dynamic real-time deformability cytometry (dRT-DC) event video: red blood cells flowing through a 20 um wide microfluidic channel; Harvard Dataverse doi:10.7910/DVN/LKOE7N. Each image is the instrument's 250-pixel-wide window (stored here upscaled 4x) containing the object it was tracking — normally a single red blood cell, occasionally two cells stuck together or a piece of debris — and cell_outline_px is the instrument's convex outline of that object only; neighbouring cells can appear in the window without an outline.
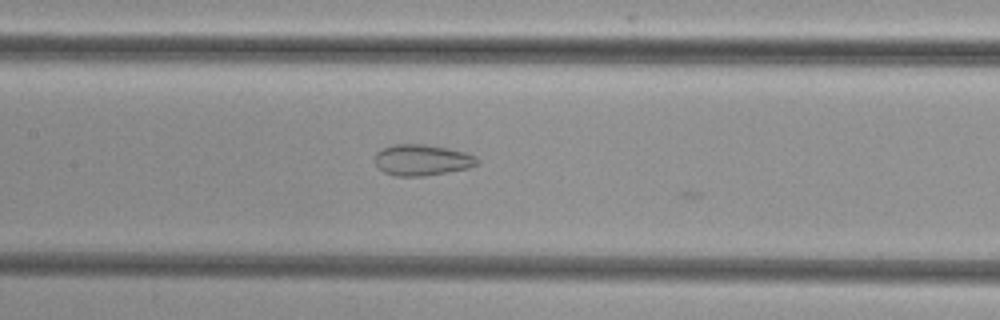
{"species": "common noctule bat (a hibernating species)", "species_latin": "Nyctalus noctula", "temperature_condition": "cold", "stored_images_in_passage": 13, "camera_frame_rate_fps": 3000, "um_per_image_px": 0.085, "animal": {"sex": "female", "body_mass_g": 29.2, "forearm_length_mm": 56.3}, "frame": {"image": 1, "passage_image": 11, "time_ms": 3.333, "image_size_px": [1000, 320], "cell_outline_px": [[480, 164], [468, 168], [424, 176], [392, 176], [384, 172], [376, 164], [376, 152], [380, 148], [392, 144], [424, 144], [448, 148], [464, 152], [476, 156], [480, 160]], "centroid_in_image_um": [35.88, 13.59], "position_along_channel_um": 171.5, "area_um2": 18.67}}